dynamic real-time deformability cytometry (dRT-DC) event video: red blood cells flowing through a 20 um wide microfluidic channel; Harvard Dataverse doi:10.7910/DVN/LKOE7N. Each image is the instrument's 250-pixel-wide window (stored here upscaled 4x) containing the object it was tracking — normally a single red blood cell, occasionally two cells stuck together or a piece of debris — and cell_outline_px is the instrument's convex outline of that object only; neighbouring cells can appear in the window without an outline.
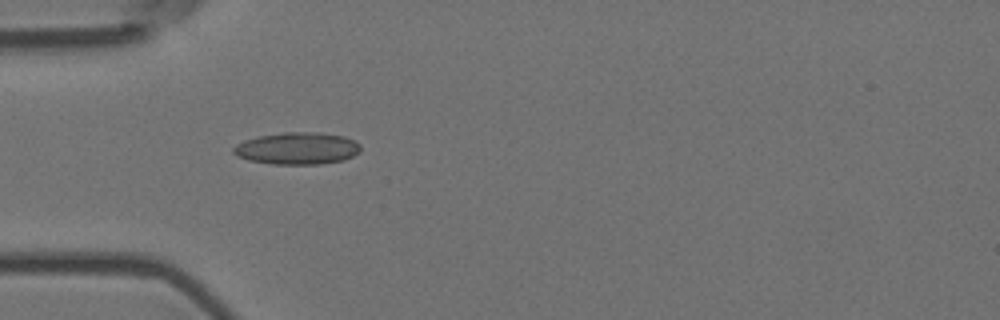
{"species": "Egyptian fruit bat (a non-hibernating species)", "species_latin": "Rousettus aegyptiacus", "temperature_condition": "room temperature", "stored_images_in_passage": 52, "camera_frame_rate_fps": 3000, "um_per_image_px": 0.085, "animal": {"sex": "female"}, "frame": {"image": 1, "passage_image": 14, "time_ms": 4.333, "image_size_px": [1000, 320], "cell_outline_px": [[360, 152], [344, 160], [320, 164], [272, 164], [248, 160], [236, 156], [232, 152], [232, 148], [236, 144], [244, 140], [260, 136], [284, 132], [320, 132], [344, 136], [360, 144]], "centroid_in_image_um": [25.25, 12.61], "position_along_channel_um": 59.8, "area_um2": 23.87}}
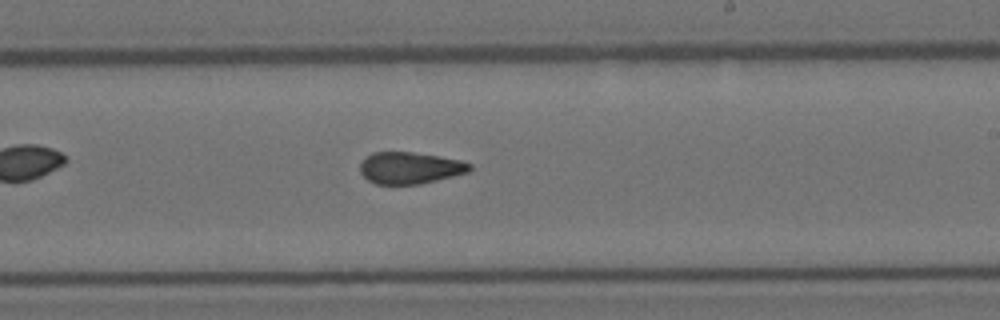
{"frame": {"image": 2, "passage_image": 30, "time_ms": 9.667, "image_size_px": [1000, 320], "cell_outline_px": [[472, 168], [468, 172], [420, 184], [376, 184], [368, 180], [360, 172], [360, 164], [372, 152], [412, 152], [440, 156], [460, 160], [472, 164]], "centroid_in_image_um": [34.85, 14.27], "position_along_channel_um": 254.1, "area_um2": 20.17}}
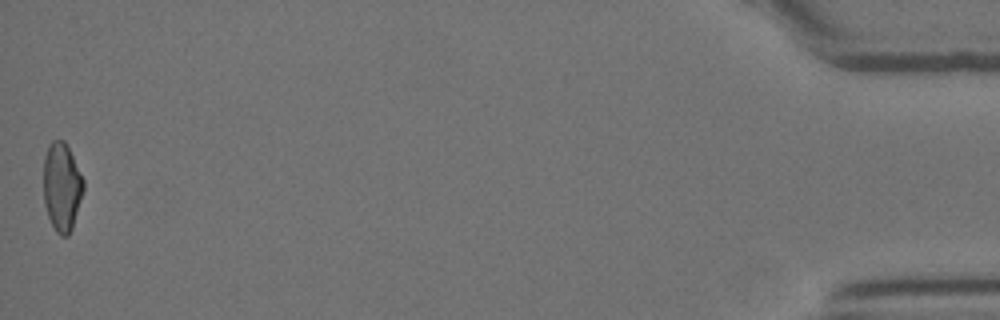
{"frame": {"image": 3, "passage_image": 52, "time_ms": 17.0, "image_size_px": [1000, 320], "cell_outline_px": [[84, 188], [72, 228], [68, 236], [60, 236], [56, 232], [48, 216], [44, 204], [44, 156], [48, 144], [52, 140], [64, 140], [84, 180]], "centroid_in_image_um": [5.24, 15.88], "position_along_channel_um": 430.0, "area_um2": 20.46}, "authors_computed_cell_mechanics": {"area_um2": 21.1837, "velocity_mm_per_s": 3.6921, "shape_relaxation_time_tau1_ms": null, "shape_relaxation_time_tau2_ms": 1.6494, "deformation_change_tau1": null, "deformation_change_tau2": 0.0816}}